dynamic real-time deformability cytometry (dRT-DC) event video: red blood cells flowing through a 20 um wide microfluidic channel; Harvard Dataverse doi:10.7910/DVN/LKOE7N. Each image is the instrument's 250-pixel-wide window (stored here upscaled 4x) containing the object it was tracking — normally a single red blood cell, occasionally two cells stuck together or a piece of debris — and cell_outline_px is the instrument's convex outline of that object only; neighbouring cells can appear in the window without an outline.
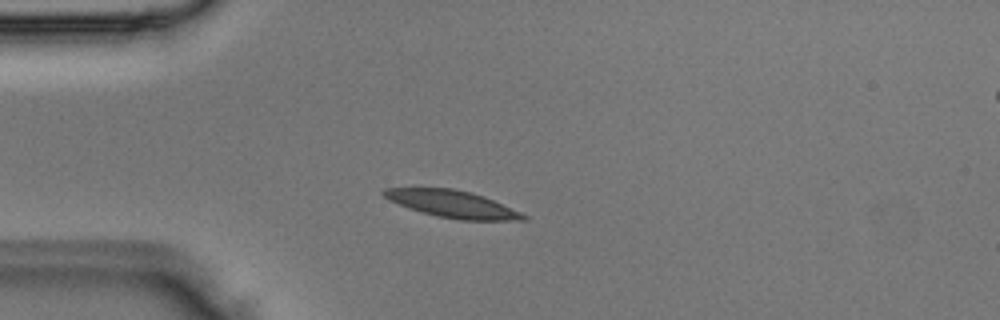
{"species": "Egyptian fruit bat (a non-hibernating species)", "species_latin": "Rousettus aegyptiacus", "temperature_condition": "room temperature", "stored_images_in_passage": 3, "segment_of_instrument_passage": [1, 2], "camera_frame_rate_fps": 3000, "um_per_image_px": 0.085, "animal": {"sex": "male"}, "frame": {"image": 1, "passage_image": 2, "time_ms": 0.333, "image_size_px": [1000, 320], "cell_outline_px": [[528, 220], [460, 220], [436, 216], [420, 212], [408, 208], [388, 200], [380, 192], [384, 188], [452, 188], [472, 192], [484, 196], [520, 212], [528, 216]], "centroid_in_image_um": [38.42, 17.34], "position_along_channel_um": 46.6, "area_um2": 22.08}}